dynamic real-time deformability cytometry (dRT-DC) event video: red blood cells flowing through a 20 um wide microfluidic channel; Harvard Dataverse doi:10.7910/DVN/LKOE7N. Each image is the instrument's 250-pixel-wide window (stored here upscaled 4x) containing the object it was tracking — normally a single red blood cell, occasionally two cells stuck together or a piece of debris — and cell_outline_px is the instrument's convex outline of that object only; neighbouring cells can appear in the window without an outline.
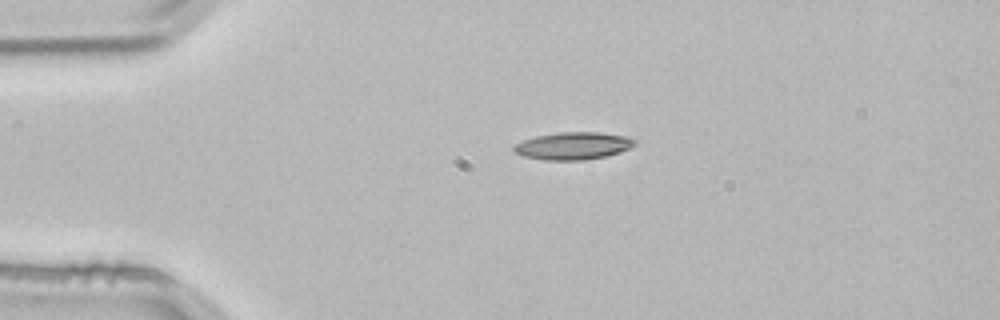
{"species": "common noctule bat (a hibernating species)", "species_latin": "Nyctalus noctula", "temperature_condition": "room temperature", "stored_images_in_passage": 3, "camera_frame_rate_fps": 3000, "um_per_image_px": 0.085, "animal": {"sex": "male", "body_mass_g": 21.5, "forearm_length_mm": 52.0}, "frame": {"image": 1, "passage_image": 3, "time_ms": 0.667, "image_size_px": [1000, 320], "cell_outline_px": [[636, 144], [620, 152], [604, 156], [584, 160], [544, 160], [524, 156], [516, 152], [512, 148], [516, 144], [524, 140], [536, 136], [560, 132], [600, 132], [624, 136], [636, 140]], "centroid_in_image_um": [48.72, 12.39], "position_along_channel_um": 36.3, "area_um2": 19.07}}